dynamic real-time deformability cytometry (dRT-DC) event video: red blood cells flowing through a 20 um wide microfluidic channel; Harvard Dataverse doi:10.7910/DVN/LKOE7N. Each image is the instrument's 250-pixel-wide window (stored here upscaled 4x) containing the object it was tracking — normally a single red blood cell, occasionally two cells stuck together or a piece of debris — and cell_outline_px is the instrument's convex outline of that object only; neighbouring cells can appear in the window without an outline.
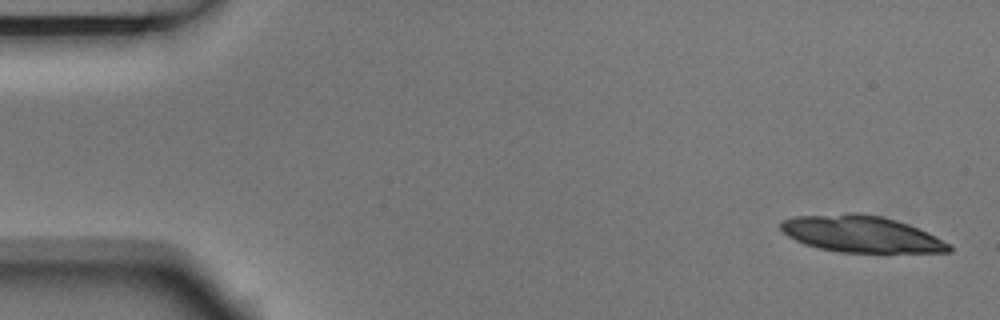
{"species": "Egyptian fruit bat (a non-hibernating species)", "species_latin": "Rousettus aegyptiacus", "temperature_condition": "room temperature", "stored_images_in_passage": 5, "camera_frame_rate_fps": 3000, "um_per_image_px": 0.085, "animal": {"sex": "male"}, "frame": {"image": 1, "passage_image": 1, "time_ms": 0.0, "image_size_px": [1000, 320], "cell_outline_px": [[952, 252], [840, 252], [820, 248], [804, 244], [788, 236], [780, 228], [780, 224], [784, 220], [796, 216], [848, 212], [856, 212], [880, 216], [896, 220], [908, 224], [928, 232], [948, 244], [952, 248]], "centroid_in_image_um": [73.18, 19.88], "position_along_channel_um": 11.8, "area_um2": 35.66}}